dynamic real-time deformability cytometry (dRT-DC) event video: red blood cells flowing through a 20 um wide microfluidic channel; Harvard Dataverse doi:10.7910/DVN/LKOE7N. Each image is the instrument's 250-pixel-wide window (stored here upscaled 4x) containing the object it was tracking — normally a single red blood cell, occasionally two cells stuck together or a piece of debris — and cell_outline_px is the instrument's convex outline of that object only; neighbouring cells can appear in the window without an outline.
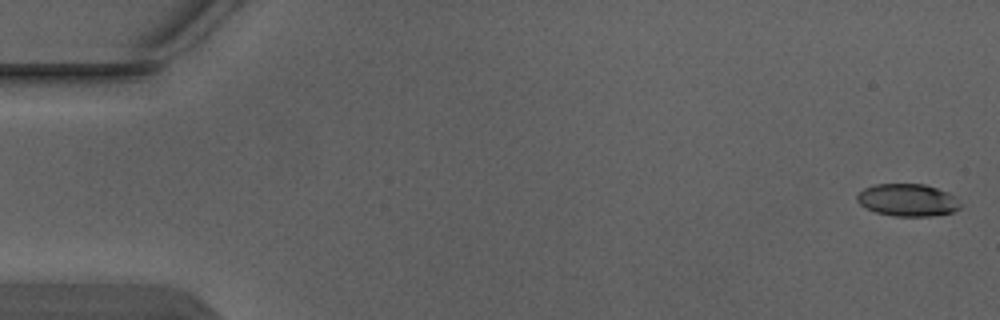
{"species": "Egyptian fruit bat (a non-hibernating species)", "species_latin": "Rousettus aegyptiacus", "temperature_condition": "warm", "stored_images_in_passage": 3, "camera_frame_rate_fps": 3000, "um_per_image_px": 0.085, "animal": {"sex": "male"}, "frame": {"image": 1, "passage_image": 1, "time_ms": 0.0, "image_size_px": [1000, 320], "cell_outline_px": [[960, 208], [952, 212], [932, 216], [892, 216], [876, 212], [860, 204], [856, 200], [856, 196], [864, 188], [876, 184], [924, 184], [948, 192], [956, 196], [960, 204]], "centroid_in_image_um": [77.16, 17.0], "position_along_channel_um": 7.8, "area_um2": 19.48}}